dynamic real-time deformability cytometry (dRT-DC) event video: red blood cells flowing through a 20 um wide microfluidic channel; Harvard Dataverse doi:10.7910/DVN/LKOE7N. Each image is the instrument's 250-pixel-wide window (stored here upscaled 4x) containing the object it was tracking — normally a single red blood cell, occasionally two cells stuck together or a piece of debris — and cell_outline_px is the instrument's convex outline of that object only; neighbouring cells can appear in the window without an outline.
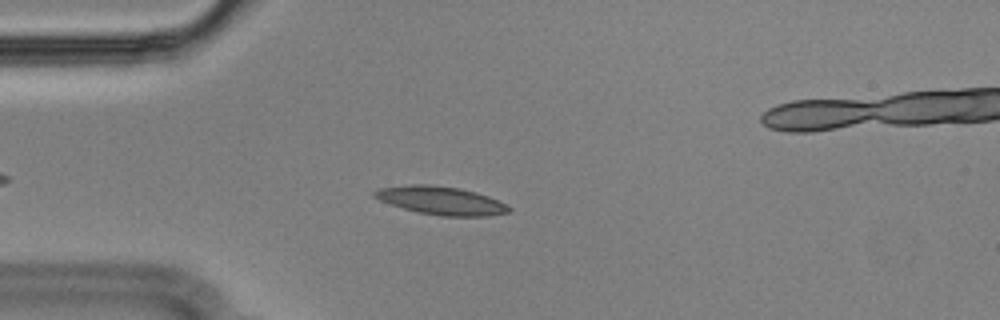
{"species": "Egyptian fruit bat (a non-hibernating species)", "species_latin": "Rousettus aegyptiacus", "temperature_condition": "cold", "stored_images_in_passage": 43, "camera_frame_rate_fps": 3000, "um_per_image_px": 0.085, "animal": {"sex": "male"}, "frame": {"image": 1, "passage_image": 1, "time_ms": 0.0, "image_size_px": [1000, 320], "cell_outline_px": [[512, 208], [508, 212], [488, 216], [440, 216], [420, 212], [404, 208], [380, 200], [372, 196], [372, 192], [380, 188], [412, 184], [428, 184], [460, 188], [476, 192], [488, 196], [508, 204]], "centroid_in_image_um": [37.52, 17.04], "position_along_channel_um": 47.5, "area_um2": 22.02}}
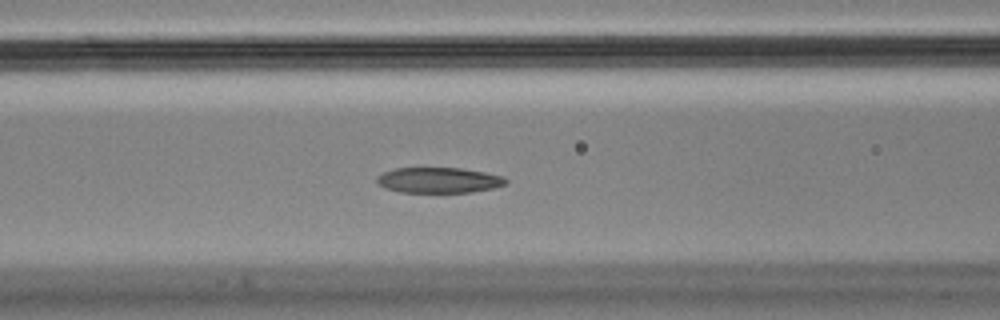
{"frame": {"image": 2, "passage_image": 9, "time_ms": 2.667, "image_size_px": [1000, 320], "cell_outline_px": [[508, 184], [492, 188], [472, 192], [400, 192], [384, 188], [376, 180], [376, 176], [384, 172], [396, 168], [460, 168], [484, 172], [504, 176], [508, 180]], "centroid_in_image_um": [37.31, 15.31], "position_along_channel_um": 129.3, "area_um2": 19.19}}
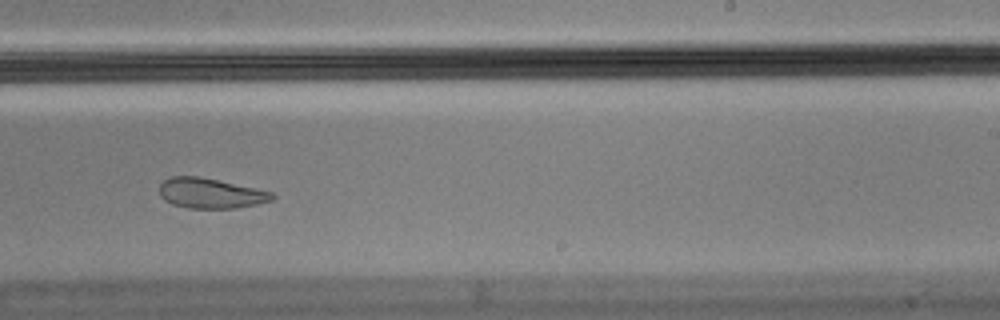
{"frame": {"image": 3, "passage_image": 21, "time_ms": 6.667, "image_size_px": [1000, 320], "cell_outline_px": [[276, 196], [272, 200], [256, 204], [236, 208], [188, 208], [172, 204], [164, 200], [160, 196], [160, 184], [164, 180], [172, 176], [196, 176], [256, 188], [272, 192]], "centroid_in_image_um": [17.88, 16.43], "position_along_channel_um": 271.1, "area_um2": 19.65}, "authors_computed_cell_mechanics": {"area_um2": 21.964, "velocity_mm_per_s": 3.5503, "shape_relaxation_time_tau1_ms": null, "shape_relaxation_time_tau2_ms": 3.2335, "deformation_change_tau1": null, "deformation_change_tau2": 0.0913}}